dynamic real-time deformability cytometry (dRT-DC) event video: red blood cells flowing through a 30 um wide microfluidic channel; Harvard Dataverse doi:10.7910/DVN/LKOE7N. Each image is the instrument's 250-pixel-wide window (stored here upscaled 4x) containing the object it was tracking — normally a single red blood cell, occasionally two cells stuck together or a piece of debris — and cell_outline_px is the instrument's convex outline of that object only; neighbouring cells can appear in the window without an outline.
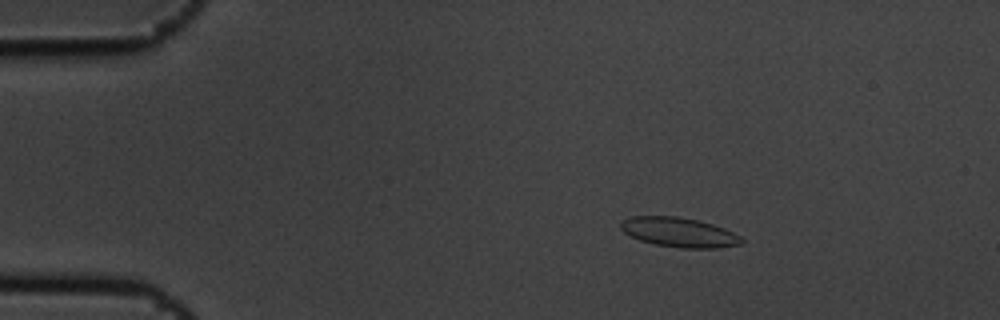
{"species": "common noctule bat (a hibernating species)", "species_latin": "Nyctalus noctula", "temperature_condition": "cold", "stored_images_in_passage": 4, "camera_frame_rate_fps": 3000, "um_per_image_px": 0.085, "animal": {"sex": "male", "body_mass_g": 19.5, "forearm_length_mm": 54.6}, "frame": {"image": 1, "passage_image": 3, "time_ms": 0.667, "image_size_px": [1000, 320], "cell_outline_px": [[744, 240], [740, 244], [716, 248], [680, 248], [656, 244], [640, 240], [624, 232], [620, 228], [620, 224], [624, 220], [632, 216], [676, 216], [696, 220], [712, 224], [724, 228], [740, 236]], "centroid_in_image_um": [57.72, 19.74], "position_along_channel_um": 27.3, "area_um2": 20.58}}